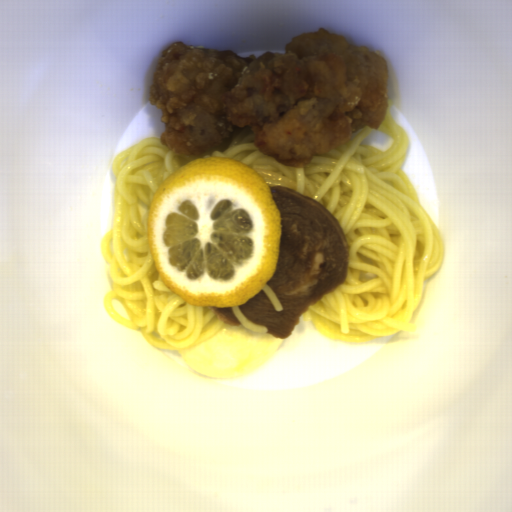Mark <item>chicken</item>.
Listing matches in <instances>:
<instances>
[{
	"instance_id": "ae283196",
	"label": "chicken",
	"mask_w": 512,
	"mask_h": 512,
	"mask_svg": "<svg viewBox=\"0 0 512 512\" xmlns=\"http://www.w3.org/2000/svg\"><path fill=\"white\" fill-rule=\"evenodd\" d=\"M161 112V144L199 156L249 127L253 146L280 165L300 167L379 129L389 107L387 60L325 28L299 34L284 54L177 42L163 49L149 87Z\"/></svg>"
}]
</instances>
